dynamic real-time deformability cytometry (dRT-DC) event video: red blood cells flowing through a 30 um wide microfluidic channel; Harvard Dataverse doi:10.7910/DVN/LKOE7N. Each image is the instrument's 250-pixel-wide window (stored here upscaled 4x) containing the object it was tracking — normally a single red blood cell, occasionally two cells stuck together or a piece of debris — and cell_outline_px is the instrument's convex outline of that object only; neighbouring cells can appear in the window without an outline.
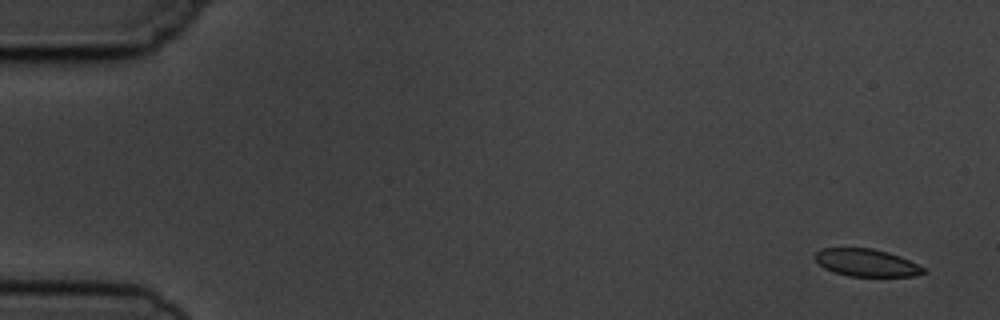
{"species": "common noctule bat (a hibernating species)", "species_latin": "Nyctalus noctula", "temperature_condition": "cold", "stored_images_in_passage": 5, "camera_frame_rate_fps": 3000, "um_per_image_px": 0.085, "animal": {"sex": "male", "body_mass_g": 19.5, "forearm_length_mm": 54.6}, "frame": {"image": 1, "passage_image": 1, "time_ms": 0.0, "image_size_px": [1000, 320], "cell_outline_px": [[924, 272], [916, 276], [848, 276], [832, 272], [824, 268], [816, 260], [816, 252], [824, 248], [872, 248], [888, 252], [900, 256], [924, 268]], "centroid_in_image_um": [73.63, 22.33], "position_along_channel_um": 11.4, "area_um2": 17.17}}
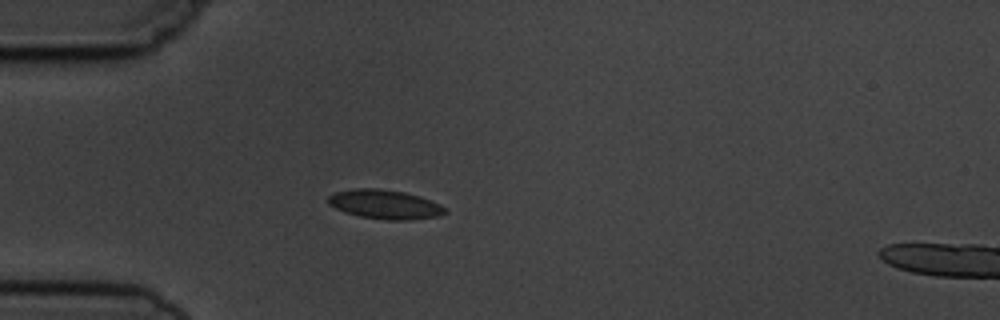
{"frame": {"image": 2, "passage_image": 4, "time_ms": 4.333, "image_size_px": [1000, 320], "cell_outline_px": [[448, 212], [440, 216], [412, 220], [388, 220], [360, 216], [344, 212], [328, 204], [328, 196], [336, 192], [352, 188], [376, 188], [404, 192], [420, 196], [440, 204]], "centroid_in_image_um": [32.73, 17.37], "position_along_channel_um": 52.3, "area_um2": 19.94}}